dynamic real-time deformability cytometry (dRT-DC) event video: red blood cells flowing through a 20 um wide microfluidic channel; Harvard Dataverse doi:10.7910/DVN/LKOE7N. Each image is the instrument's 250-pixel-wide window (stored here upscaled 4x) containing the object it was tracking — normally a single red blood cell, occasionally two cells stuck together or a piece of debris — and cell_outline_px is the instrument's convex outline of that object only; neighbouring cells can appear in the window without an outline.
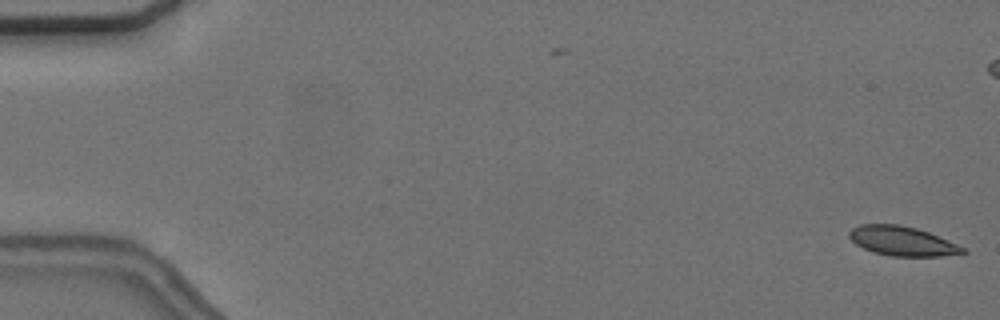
{"species": "common noctule bat (a hibernating species)", "species_latin": "Nyctalus noctula", "temperature_condition": "cold", "stored_images_in_passage": 3, "camera_frame_rate_fps": 3000, "um_per_image_px": 0.085, "animal": {"sex": "female", "body_mass_g": 24.6, "forearm_length_mm": 56.2}, "frame": {"image": 1, "passage_image": 3, "time_ms": 0.667, "image_size_px": [1000, 320], "cell_outline_px": [[968, 252], [940, 256], [892, 256], [872, 252], [856, 244], [848, 236], [848, 232], [852, 228], [860, 224], [900, 224], [916, 228], [928, 232], [948, 240], [964, 248]], "centroid_in_image_um": [76.65, 20.48], "position_along_channel_um": 8.3, "area_um2": 19.36}}